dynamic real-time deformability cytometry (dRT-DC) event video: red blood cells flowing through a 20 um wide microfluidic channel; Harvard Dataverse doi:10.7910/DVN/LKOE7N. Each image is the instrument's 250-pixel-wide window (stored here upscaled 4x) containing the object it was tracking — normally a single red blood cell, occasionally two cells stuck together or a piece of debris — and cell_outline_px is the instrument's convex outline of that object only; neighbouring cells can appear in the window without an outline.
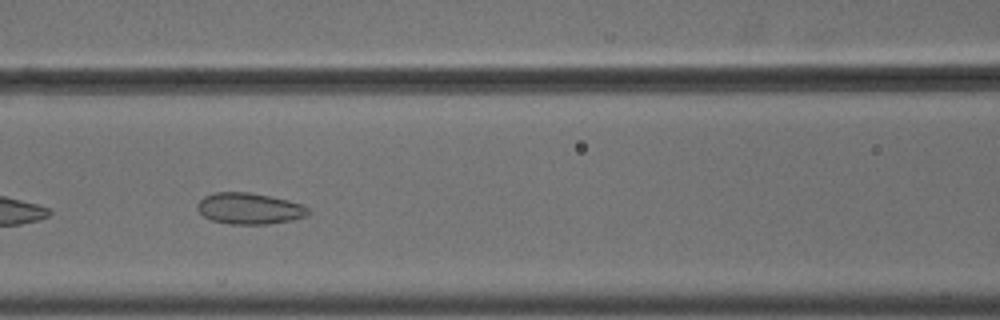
{"species": "common noctule bat (a hibernating species)", "species_latin": "Nyctalus noctula", "temperature_condition": "cold", "stored_images_in_passage": 42, "camera_frame_rate_fps": 3000, "um_per_image_px": 0.085, "animal": {"sex": "male", "body_mass_g": 18.8}, "frame": {"image": 1, "passage_image": 19, "time_ms": 6.0, "image_size_px": [1000, 320], "cell_outline_px": [[308, 212], [304, 216], [292, 220], [264, 224], [228, 224], [212, 220], [204, 216], [196, 208], [196, 204], [204, 196], [212, 192], [248, 192], [288, 200], [304, 204], [308, 208]], "centroid_in_image_um": [21.16, 17.72], "position_along_channel_um": 145.4, "area_um2": 20.11}, "authors_computed_cell_mechanics": {"area_um2": 21.097, "velocity_mm_per_s": 3.6502, "shape_relaxation_time_tau1_ms": null, "shape_relaxation_time_tau2_ms": 1.6758, "deformation_change_tau1": null, "deformation_change_tau2": 0.0679}}